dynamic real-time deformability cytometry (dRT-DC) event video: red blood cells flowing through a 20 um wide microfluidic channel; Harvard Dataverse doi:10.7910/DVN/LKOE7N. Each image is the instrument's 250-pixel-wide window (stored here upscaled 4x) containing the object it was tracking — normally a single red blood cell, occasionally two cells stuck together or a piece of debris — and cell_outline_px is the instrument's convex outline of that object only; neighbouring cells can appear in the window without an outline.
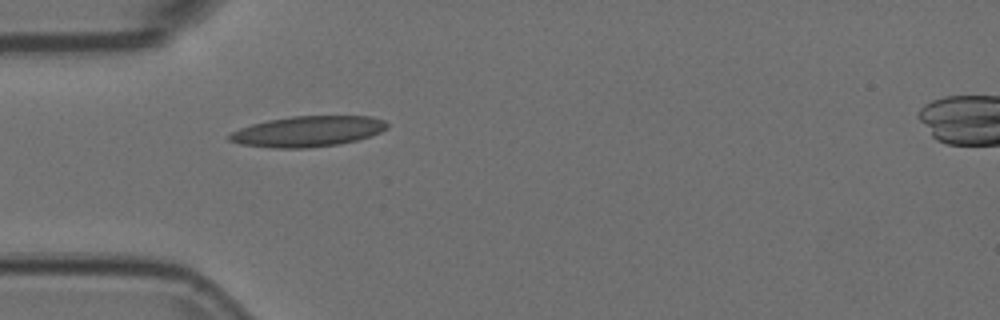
{"species": "Egyptian fruit bat (a non-hibernating species)", "species_latin": "Rousettus aegyptiacus", "temperature_condition": "room temperature", "stored_images_in_passage": 4, "camera_frame_rate_fps": 3000, "um_per_image_px": 0.085, "animal": {"sex": "female"}, "frame": {"image": 1, "passage_image": 4, "time_ms": 1.0, "image_size_px": [1000, 320], "cell_outline_px": [[388, 128], [372, 136], [340, 144], [308, 148], [272, 148], [240, 144], [228, 140], [228, 136], [232, 132], [240, 128], [252, 124], [268, 120], [292, 116], [372, 116], [384, 120], [388, 124]], "centroid_in_image_um": [26.18, 11.17], "position_along_channel_um": 58.8, "area_um2": 28.26}}